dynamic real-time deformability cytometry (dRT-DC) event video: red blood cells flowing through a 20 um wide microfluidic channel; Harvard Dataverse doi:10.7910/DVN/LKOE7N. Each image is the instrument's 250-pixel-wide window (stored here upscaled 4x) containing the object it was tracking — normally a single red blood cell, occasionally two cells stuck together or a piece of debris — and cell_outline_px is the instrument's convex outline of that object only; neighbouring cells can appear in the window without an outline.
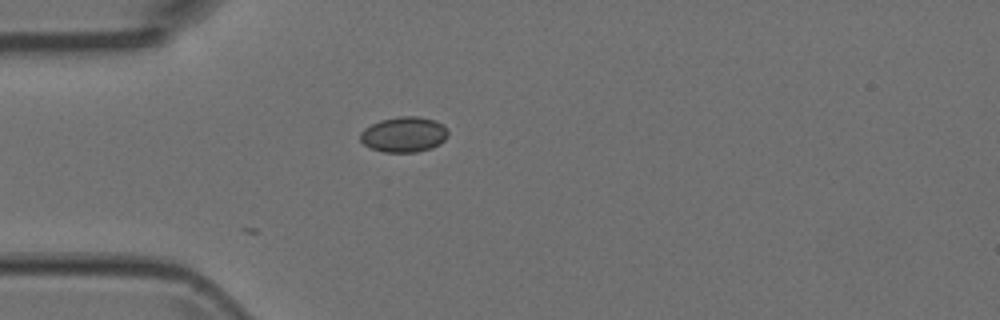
{"species": "Egyptian fruit bat (a non-hibernating species)", "species_latin": "Rousettus aegyptiacus", "temperature_condition": "room temperature", "stored_images_in_passage": 1, "camera_frame_rate_fps": 3000, "um_per_image_px": 0.085, "animal": {"sex": "female"}, "frame": {"image": 1, "passage_image": 1, "time_ms": 0.0, "image_size_px": [1000, 320], "cell_outline_px": [[448, 136], [440, 144], [432, 148], [416, 152], [384, 152], [368, 148], [360, 140], [360, 132], [364, 128], [380, 120], [400, 116], [416, 116], [436, 120], [448, 132]], "centroid_in_image_um": [34.31, 11.44], "position_along_channel_um": 50.7, "area_um2": 18.15}}